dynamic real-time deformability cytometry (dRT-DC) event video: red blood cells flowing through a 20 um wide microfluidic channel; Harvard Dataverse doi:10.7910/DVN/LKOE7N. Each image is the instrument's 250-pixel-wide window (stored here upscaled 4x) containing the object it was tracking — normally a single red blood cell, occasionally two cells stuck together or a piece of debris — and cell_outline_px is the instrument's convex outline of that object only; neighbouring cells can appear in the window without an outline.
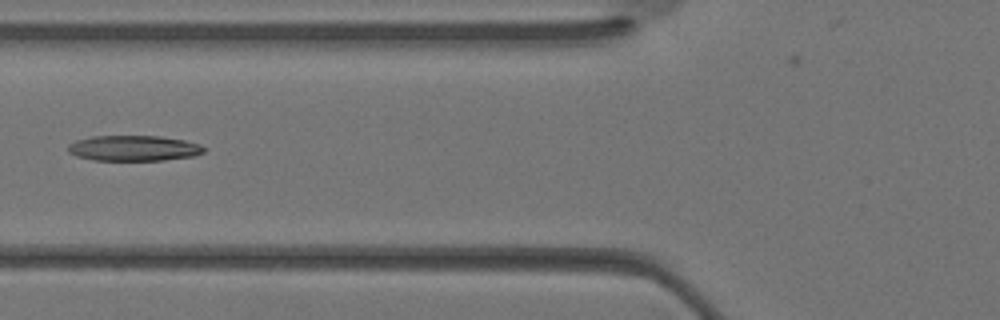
{"species": "Egyptian fruit bat (a non-hibernating species)", "species_latin": "Rousettus aegyptiacus", "temperature_condition": "warm", "stored_images_in_passage": 28, "camera_frame_rate_fps": 3000, "um_per_image_px": 0.085, "animal": {"sex": "female"}, "frame": {"image": 1, "passage_image": 6, "time_ms": 1.667, "image_size_px": [1000, 320], "cell_outline_px": [[208, 148], [204, 152], [196, 156], [164, 160], [92, 160], [76, 156], [68, 152], [68, 144], [76, 140], [92, 136], [160, 136], [184, 140], [200, 144]], "centroid_in_image_um": [11.39, 12.6], "position_along_channel_um": 114.4, "area_um2": 20.4}}
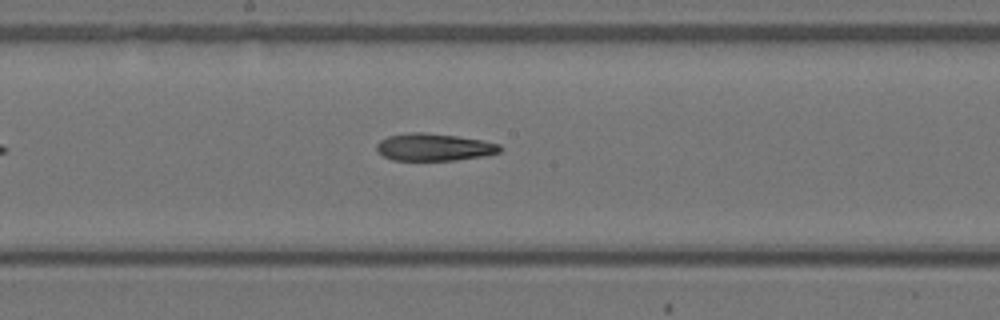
{"frame": {"image": 2, "passage_image": 11, "time_ms": 3.333, "image_size_px": [1000, 320], "cell_outline_px": [[504, 148], [500, 152], [488, 156], [456, 160], [392, 160], [384, 156], [376, 148], [376, 144], [380, 140], [388, 136], [408, 132], [424, 132], [456, 136], [484, 140], [500, 144]], "centroid_in_image_um": [36.95, 12.5], "position_along_channel_um": 211.3, "area_um2": 19.88}}
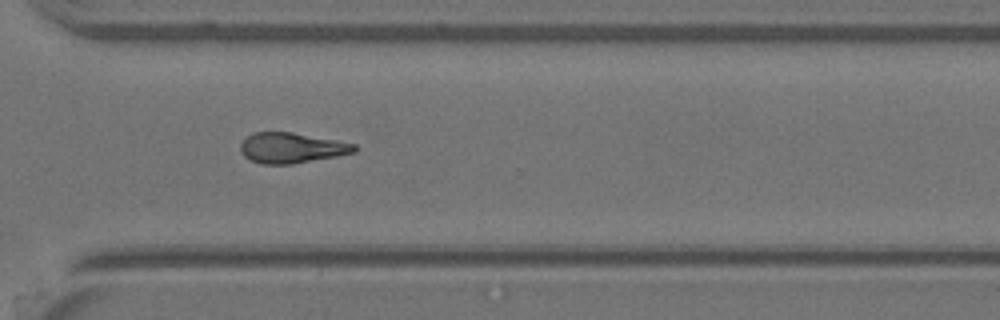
{"frame": {"image": 3, "passage_image": 18, "time_ms": 5.667, "image_size_px": [1000, 320], "cell_outline_px": [[356, 152], [336, 156], [292, 164], [260, 164], [244, 156], [240, 152], [240, 144], [252, 132], [292, 132], [336, 140], [356, 144]], "centroid_in_image_um": [24.77, 12.57], "position_along_channel_um": 345.8, "area_um2": 20.11}}